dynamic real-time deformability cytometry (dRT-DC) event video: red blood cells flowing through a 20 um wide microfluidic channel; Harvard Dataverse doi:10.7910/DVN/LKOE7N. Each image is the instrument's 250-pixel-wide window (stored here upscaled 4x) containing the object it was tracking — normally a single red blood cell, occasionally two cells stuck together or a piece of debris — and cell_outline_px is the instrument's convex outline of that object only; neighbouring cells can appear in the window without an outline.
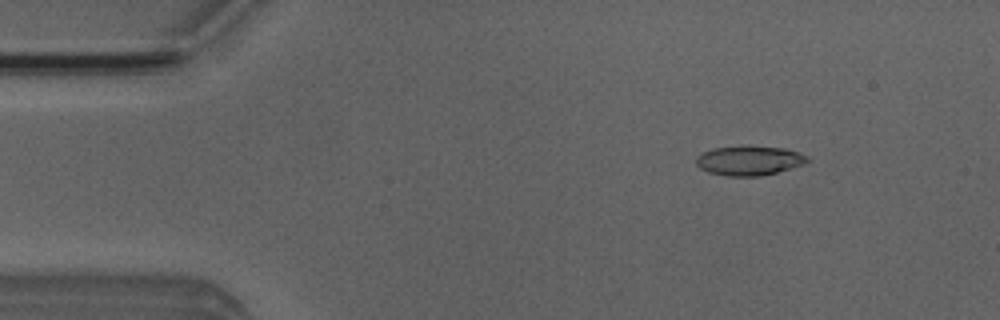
{"species": "Egyptian fruit bat (a non-hibernating species)", "species_latin": "Rousettus aegyptiacus", "temperature_condition": "room temperature", "stored_images_in_passage": 2, "camera_frame_rate_fps": 3000, "um_per_image_px": 0.085, "animal": {"sex": "male"}, "frame": {"image": 1, "passage_image": 1, "time_ms": 0.0, "image_size_px": [1000, 320], "cell_outline_px": [[812, 160], [804, 164], [792, 168], [760, 176], [728, 176], [708, 172], [700, 168], [696, 164], [696, 156], [712, 148], [748, 144], [784, 148], [800, 152], [808, 156]], "centroid_in_image_um": [63.71, 13.62], "position_along_channel_um": 21.3, "area_um2": 19.65}}